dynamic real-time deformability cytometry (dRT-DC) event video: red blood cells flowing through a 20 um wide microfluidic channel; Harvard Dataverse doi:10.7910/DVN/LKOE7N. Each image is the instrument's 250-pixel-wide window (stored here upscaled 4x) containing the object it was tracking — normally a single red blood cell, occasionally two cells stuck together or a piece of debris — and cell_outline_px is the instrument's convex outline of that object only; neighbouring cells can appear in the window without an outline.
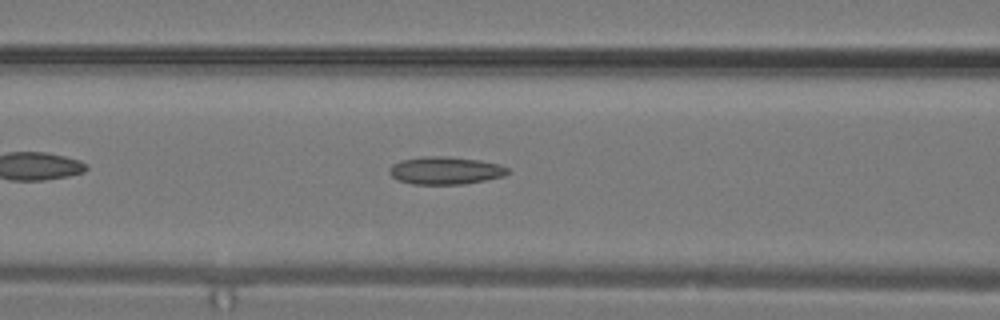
{"species": "common noctule bat (a hibernating species)", "species_latin": "Nyctalus noctula", "temperature_condition": "warm", "stored_images_in_passage": 14, "camera_frame_rate_fps": 3000, "um_per_image_px": 0.085, "animal": {"sex": "male", "body_mass_g": 19.2, "forearm_length_mm": 51.8}, "frame": {"image": 1, "passage_image": 10, "time_ms": 3.0, "image_size_px": [1000, 320], "cell_outline_px": [[508, 172], [504, 176], [464, 184], [412, 184], [396, 180], [388, 172], [388, 168], [392, 164], [400, 160], [424, 156], [444, 156], [480, 160], [500, 164], [508, 168]], "centroid_in_image_um": [37.81, 14.49], "position_along_channel_um": 128.8, "area_um2": 19.19}}
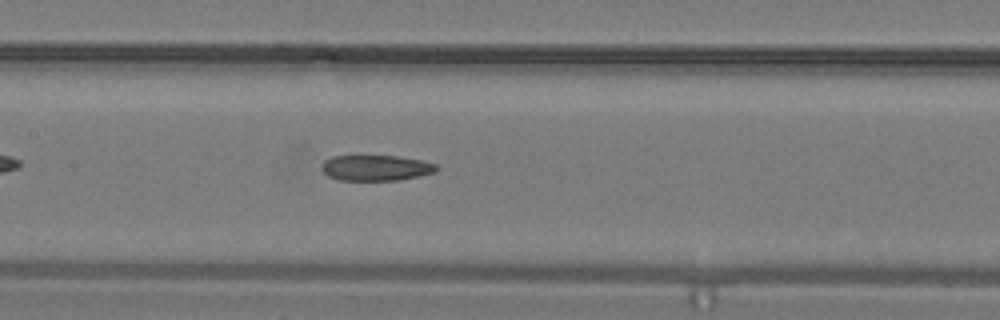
{"frame": {"image": 2, "passage_image": 12, "time_ms": 3.667, "image_size_px": [1000, 320], "cell_outline_px": [[440, 168], [436, 172], [400, 180], [340, 180], [328, 176], [320, 168], [324, 160], [332, 156], [396, 156], [420, 160], [436, 164]], "centroid_in_image_um": [31.95, 14.27], "position_along_channel_um": 175.4, "area_um2": 17.17}}
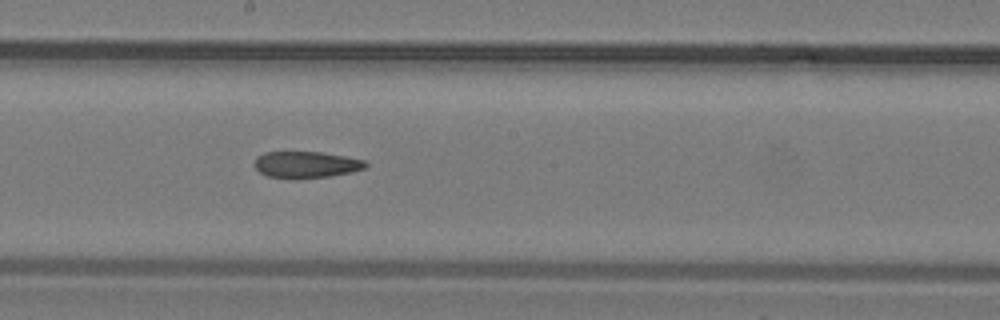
{"frame": {"image": 3, "passage_image": 14, "time_ms": 4.333, "image_size_px": [1000, 320], "cell_outline_px": [[368, 164], [364, 168], [352, 172], [332, 176], [296, 180], [268, 176], [260, 172], [252, 164], [256, 156], [264, 152], [320, 152], [344, 156], [364, 160]], "centroid_in_image_um": [25.98, 14.01], "position_along_channel_um": 222.2, "area_um2": 17.51}}